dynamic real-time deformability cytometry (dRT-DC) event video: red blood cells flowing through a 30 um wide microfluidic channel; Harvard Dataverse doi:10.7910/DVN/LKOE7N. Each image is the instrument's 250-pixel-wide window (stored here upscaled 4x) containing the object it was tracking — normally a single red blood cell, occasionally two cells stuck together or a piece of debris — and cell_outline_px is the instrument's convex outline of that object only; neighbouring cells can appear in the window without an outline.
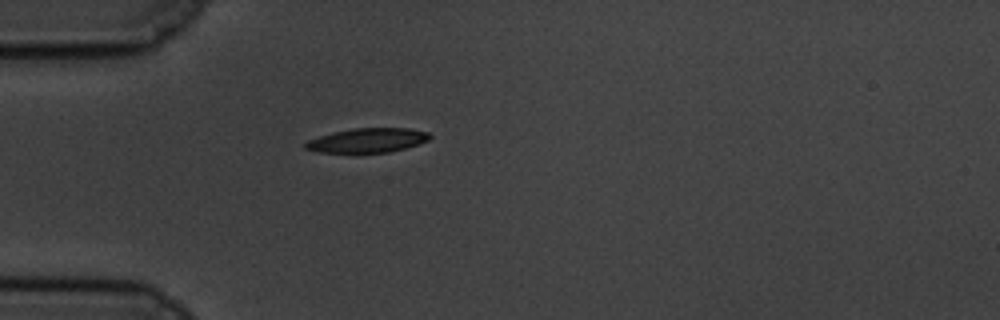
{"species": "common noctule bat (a hibernating species)", "species_latin": "Nyctalus noctula", "temperature_condition": "cold", "stored_images_in_passage": 35, "camera_frame_rate_fps": 3000, "um_per_image_px": 0.085, "animal": {"sex": "male", "body_mass_g": 19.5, "forearm_length_mm": 54.6}, "frame": {"image": 1, "passage_image": 1, "time_ms": 0.0, "image_size_px": [1000, 320], "cell_outline_px": [[432, 136], [428, 140], [404, 148], [388, 152], [320, 152], [304, 148], [304, 144], [308, 140], [332, 132], [352, 128], [408, 128], [428, 132]], "centroid_in_image_um": [31.23, 11.91], "position_along_channel_um": 53.8, "area_um2": 17.4}}
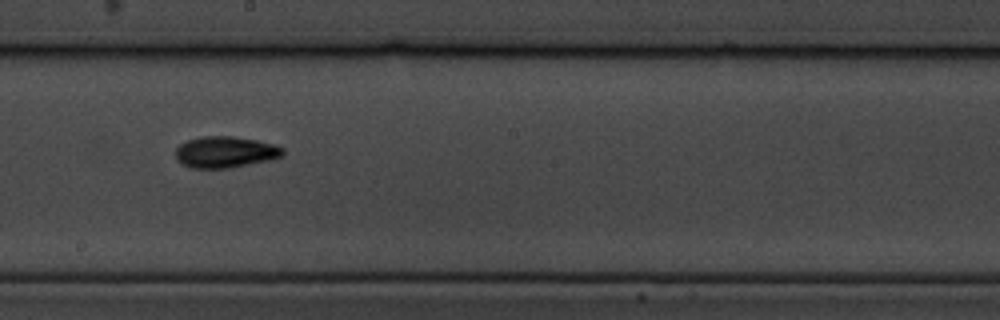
{"frame": {"image": 2, "passage_image": 17, "time_ms": 5.333, "image_size_px": [1000, 320], "cell_outline_px": [[284, 152], [280, 156], [268, 160], [228, 168], [192, 168], [180, 164], [176, 160], [176, 148], [180, 144], [188, 140], [200, 136], [232, 136], [256, 140], [272, 144], [284, 148]], "centroid_in_image_um": [19.09, 12.92], "position_along_channel_um": 229.1, "area_um2": 19.48}}
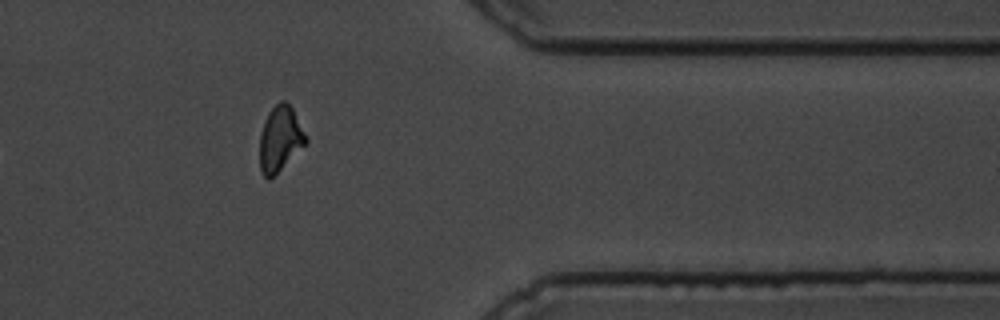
{"frame": {"image": 3, "passage_image": 32, "time_ms": 10.333, "image_size_px": [1000, 320], "cell_outline_px": [[308, 140], [268, 180], [260, 172], [260, 132], [264, 120], [268, 112], [280, 100], [284, 100], [292, 108]], "centroid_in_image_um": [23.76, 11.76], "position_along_channel_um": 387.6, "area_um2": 16.99}, "authors_computed_cell_mechanics": {"area_um2": 18.6116, "velocity_mm_per_s": 3.4565, "shape_relaxation_time_tau1_ms": 2.9743, "shape_relaxation_time_tau2_ms": 4.6464, "deformation_change_tau1": 0.1308, "deformation_change_tau2": 0.1072}}